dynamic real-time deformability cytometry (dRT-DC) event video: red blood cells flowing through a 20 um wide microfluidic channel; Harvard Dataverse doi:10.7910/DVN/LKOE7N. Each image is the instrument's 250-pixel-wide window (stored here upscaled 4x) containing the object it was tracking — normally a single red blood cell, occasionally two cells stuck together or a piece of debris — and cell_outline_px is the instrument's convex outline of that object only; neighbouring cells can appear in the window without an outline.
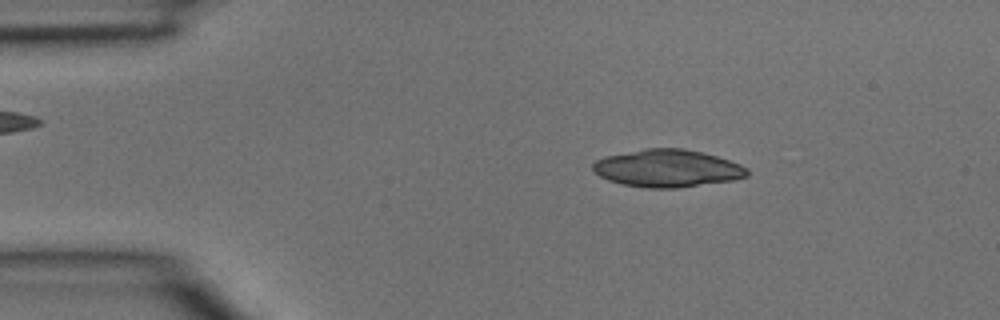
{"species": "common noctule bat (a hibernating species)", "species_latin": "Nyctalus noctula", "temperature_condition": "room temperature", "stored_images_in_passage": 6, "camera_frame_rate_fps": 3000, "um_per_image_px": 0.085, "animal": {"sex": "male", "body_mass_g": 15.6}, "frame": {"image": 1, "passage_image": 1, "time_ms": 0.0, "image_size_px": [1000, 320], "cell_outline_px": [[748, 176], [736, 180], [676, 188], [648, 188], [624, 184], [608, 180], [600, 176], [592, 168], [592, 164], [596, 160], [604, 156], [644, 148], [684, 148], [716, 156], [740, 164], [748, 168]], "centroid_in_image_um": [56.74, 14.3], "position_along_channel_um": 28.3, "area_um2": 33.76}}